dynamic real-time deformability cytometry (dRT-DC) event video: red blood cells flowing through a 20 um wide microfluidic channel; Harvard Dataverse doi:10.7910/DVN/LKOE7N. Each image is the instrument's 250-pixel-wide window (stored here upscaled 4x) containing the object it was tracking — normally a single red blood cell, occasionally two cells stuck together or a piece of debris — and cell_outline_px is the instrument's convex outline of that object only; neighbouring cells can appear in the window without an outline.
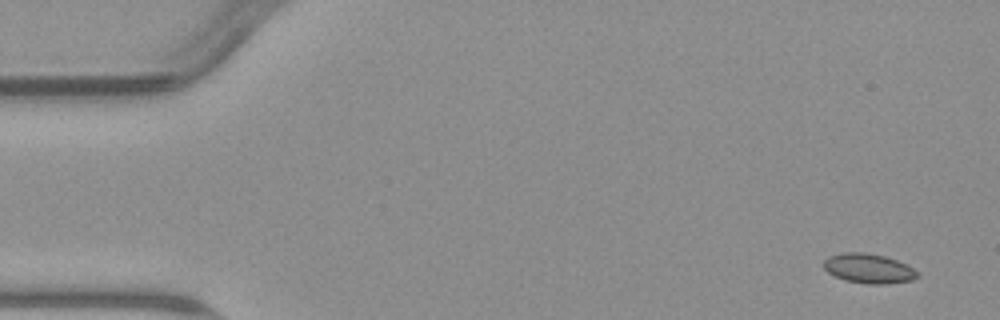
{"species": "common noctule bat (a hibernating species)", "species_latin": "Nyctalus noctula", "temperature_condition": "warm", "stored_images_in_passage": 5, "camera_frame_rate_fps": 3000, "um_per_image_px": 0.085, "animal": {"sex": "male", "body_mass_g": 23.1, "forearm_length_mm": 52.7}, "frame": {"image": 1, "passage_image": 1, "time_ms": 0.0, "image_size_px": [1000, 320], "cell_outline_px": [[920, 276], [912, 280], [884, 284], [868, 284], [844, 280], [828, 272], [824, 268], [824, 260], [828, 256], [840, 252], [864, 252], [884, 256], [896, 260], [920, 272]], "centroid_in_image_um": [73.83, 22.81], "position_along_channel_um": 11.2, "area_um2": 16.18}}
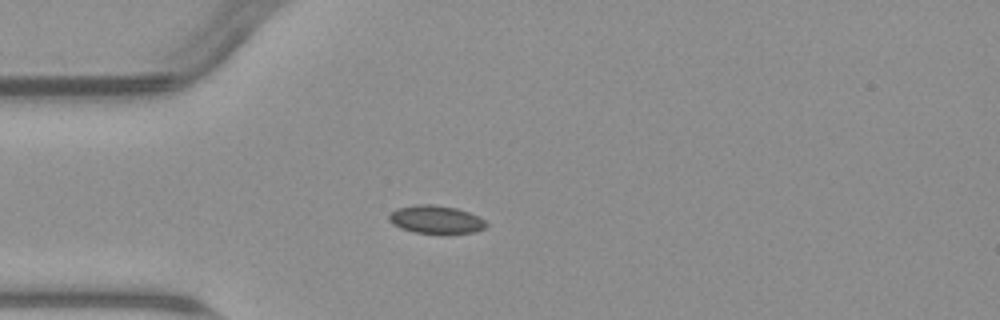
{"frame": {"image": 2, "passage_image": 4, "time_ms": 4.0, "image_size_px": [1000, 320], "cell_outline_px": [[488, 224], [484, 228], [476, 232], [412, 232], [400, 228], [392, 224], [388, 220], [388, 216], [396, 208], [416, 204], [432, 204], [456, 208], [480, 216]], "centroid_in_image_um": [37.03, 18.64], "position_along_channel_um": 48.0, "area_um2": 15.72}}